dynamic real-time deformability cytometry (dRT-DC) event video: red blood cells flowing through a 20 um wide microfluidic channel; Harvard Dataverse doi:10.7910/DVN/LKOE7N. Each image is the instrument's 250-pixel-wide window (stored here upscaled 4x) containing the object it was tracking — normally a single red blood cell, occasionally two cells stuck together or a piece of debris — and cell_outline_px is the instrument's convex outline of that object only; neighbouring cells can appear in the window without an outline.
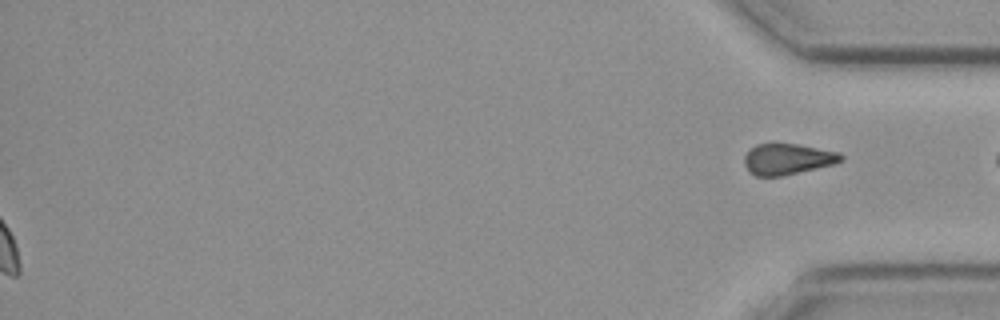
{"species": "common noctule bat (a hibernating species)", "species_latin": "Nyctalus noctula", "temperature_condition": "cold", "stored_images_in_passage": 43, "segment_of_instrument_passage": [2, 2], "camera_frame_rate_fps": 3000, "um_per_image_px": 0.085, "animal": {"sex": "female", "body_mass_g": 19.3, "forearm_length_mm": 54.1}, "frame": {"image": 1, "passage_image": 43, "time_ms": 14.0, "image_size_px": [1000, 320], "cell_outline_px": [[844, 160], [832, 164], [816, 168], [780, 176], [756, 176], [744, 164], [744, 156], [756, 144], [772, 140], [776, 140], [840, 152], [844, 156]], "centroid_in_image_um": [66.93, 13.46], "position_along_channel_um": 368.3, "area_um2": 17.8}}